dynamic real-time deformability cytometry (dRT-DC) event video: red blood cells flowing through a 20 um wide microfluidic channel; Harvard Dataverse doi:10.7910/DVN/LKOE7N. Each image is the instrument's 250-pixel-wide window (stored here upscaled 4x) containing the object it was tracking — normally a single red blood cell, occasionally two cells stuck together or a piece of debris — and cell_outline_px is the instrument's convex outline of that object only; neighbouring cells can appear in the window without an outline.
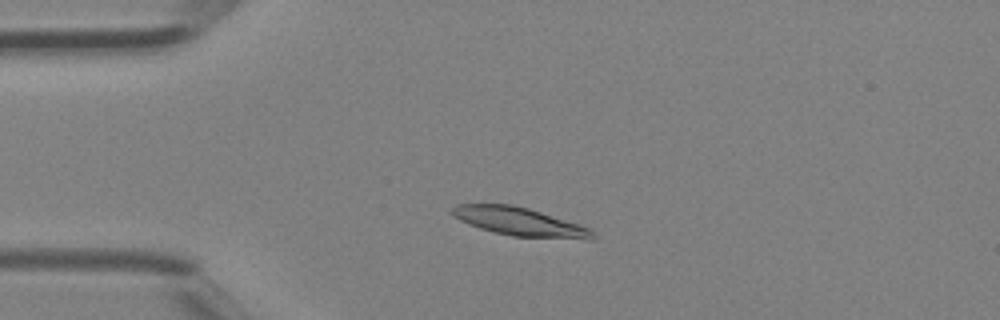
{"species": "Egyptian fruit bat (a non-hibernating species)", "species_latin": "Rousettus aegyptiacus", "temperature_condition": "room temperature", "stored_images_in_passage": 40, "camera_frame_rate_fps": 3000, "um_per_image_px": 0.085, "animal": {"sex": "female"}, "frame": {"image": 1, "passage_image": 8, "time_ms": 2.333, "image_size_px": [1000, 320], "cell_outline_px": [[596, 240], [588, 240], [512, 236], [480, 228], [468, 224], [452, 216], [448, 212], [456, 204], [512, 204], [528, 208], [580, 224], [588, 228], [596, 236]], "centroid_in_image_um": [44.18, 18.85], "position_along_channel_um": 40.8, "area_um2": 23.41}}
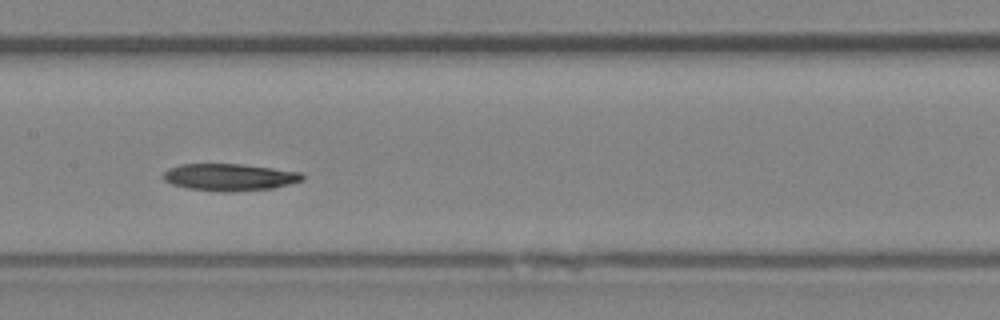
{"frame": {"image": 2, "passage_image": 19, "time_ms": 6.0, "image_size_px": [1000, 320], "cell_outline_px": [[304, 180], [272, 188], [228, 192], [188, 188], [172, 184], [164, 180], [160, 176], [168, 168], [180, 164], [240, 164], [272, 168], [300, 172], [304, 176]], "centroid_in_image_um": [19.47, 15.05], "position_along_channel_um": 187.9, "area_um2": 21.79}}
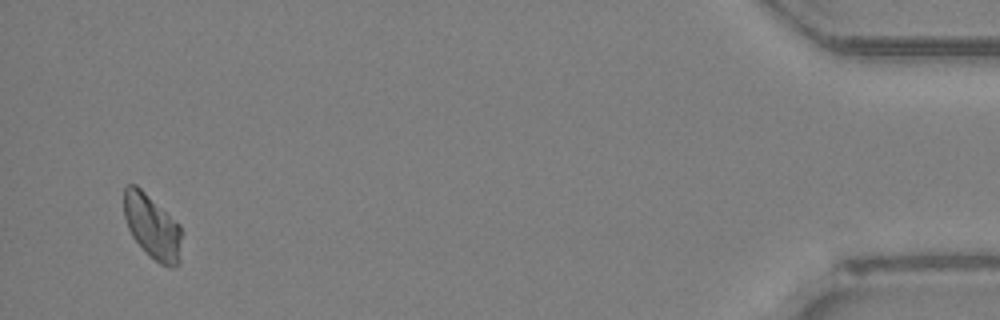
{"frame": {"image": 3, "passage_image": 39, "time_ms": 12.667, "image_size_px": [1000, 320], "cell_outline_px": [[180, 260], [176, 268], [168, 268], [160, 264], [132, 236], [128, 228], [124, 216], [124, 188], [128, 184], [136, 184], [180, 224]], "centroid_in_image_um": [12.94, 19.26], "position_along_channel_um": 422.3, "area_um2": 21.33}}